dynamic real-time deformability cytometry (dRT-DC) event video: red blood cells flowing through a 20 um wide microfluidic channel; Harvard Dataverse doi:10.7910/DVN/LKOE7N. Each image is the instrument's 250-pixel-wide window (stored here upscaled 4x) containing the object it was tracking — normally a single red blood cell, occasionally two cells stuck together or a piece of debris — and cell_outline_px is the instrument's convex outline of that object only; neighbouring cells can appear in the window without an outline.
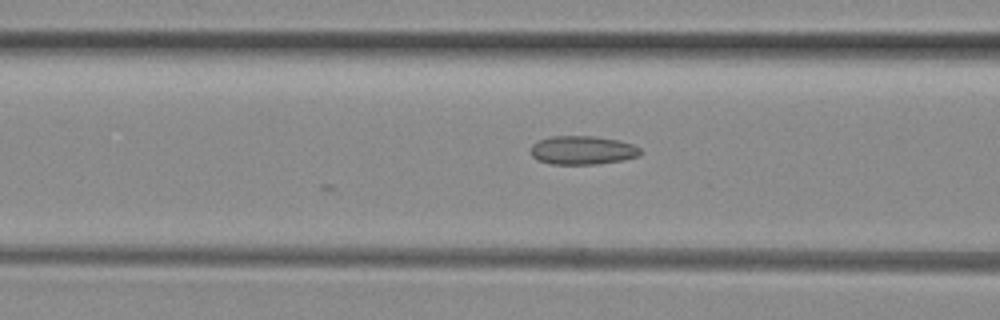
{"species": "common noctule bat (a hibernating species)", "species_latin": "Nyctalus noctula", "temperature_condition": "room temperature", "stored_images_in_passage": 5, "camera_frame_rate_fps": 3000, "um_per_image_px": 0.085, "animal": {"sex": "female", "body_mass_g": 29.2, "forearm_length_mm": 56.3}, "frame": {"image": 1, "passage_image": 5, "time_ms": 1.333, "image_size_px": [1000, 320], "cell_outline_px": [[640, 156], [624, 160], [596, 164], [548, 164], [536, 160], [532, 156], [532, 144], [540, 140], [552, 136], [592, 136], [620, 140], [632, 144], [640, 148]], "centroid_in_image_um": [49.52, 12.77], "position_along_channel_um": 117.1, "area_um2": 18.38}}